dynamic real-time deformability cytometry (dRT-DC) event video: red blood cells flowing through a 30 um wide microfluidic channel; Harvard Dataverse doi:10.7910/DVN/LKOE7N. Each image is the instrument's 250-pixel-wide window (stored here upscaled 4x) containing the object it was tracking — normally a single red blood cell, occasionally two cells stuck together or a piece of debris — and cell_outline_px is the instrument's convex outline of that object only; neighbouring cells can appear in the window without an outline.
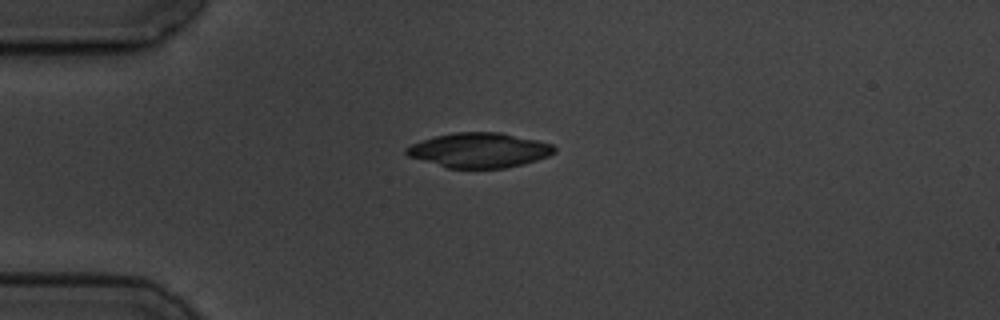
{"species": "common noctule bat (a hibernating species)", "species_latin": "Nyctalus noctula", "temperature_condition": "cold", "stored_images_in_passage": 12, "camera_frame_rate_fps": 3000, "um_per_image_px": 0.085, "animal": {"sex": "male", "body_mass_g": 19.5, "forearm_length_mm": 54.6}, "frame": {"image": 1, "passage_image": 1, "time_ms": 0.0, "image_size_px": [1000, 320], "cell_outline_px": [[556, 152], [548, 156], [524, 164], [504, 168], [448, 168], [408, 156], [404, 152], [404, 148], [412, 144], [436, 136], [452, 132], [500, 132], [536, 140], [552, 144], [556, 148]], "centroid_in_image_um": [40.74, 12.77], "position_along_channel_um": 44.3, "area_um2": 29.88}}
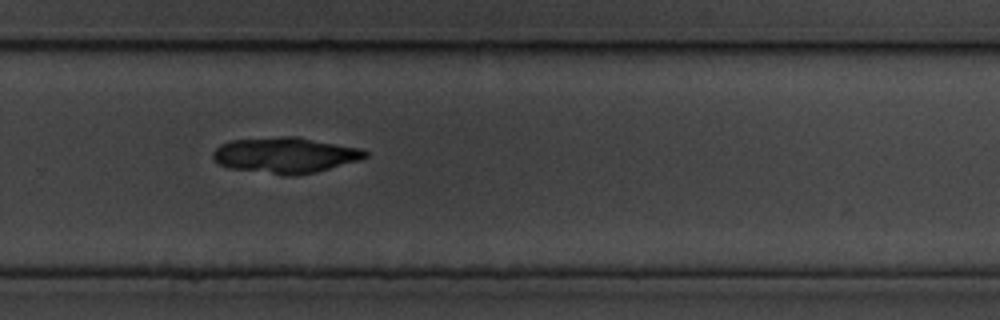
{"frame": {"image": 2, "passage_image": 8, "time_ms": 8.0, "image_size_px": [1000, 320], "cell_outline_px": [[368, 156], [360, 160], [316, 172], [296, 176], [284, 176], [228, 168], [216, 164], [212, 160], [212, 152], [220, 144], [232, 140], [284, 136], [296, 136], [360, 148], [368, 152]], "centroid_in_image_um": [24.2, 13.2], "position_along_channel_um": 305.6, "area_um2": 32.14}}
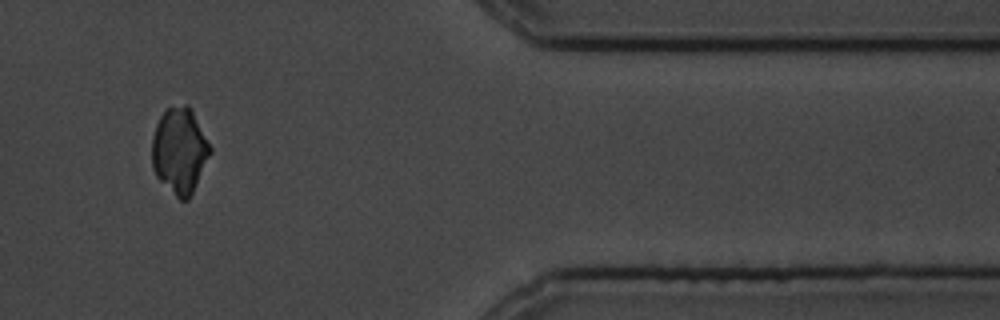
{"frame": {"image": 3, "passage_image": 10, "time_ms": 11.333, "image_size_px": [1000, 320], "cell_outline_px": [[212, 152], [188, 200], [180, 200], [156, 176], [152, 168], [152, 136], [156, 124], [160, 116], [168, 108], [184, 104], [188, 104], [192, 108], [212, 148]], "centroid_in_image_um": [15.27, 12.77], "position_along_channel_um": 396.1, "area_um2": 29.13}}